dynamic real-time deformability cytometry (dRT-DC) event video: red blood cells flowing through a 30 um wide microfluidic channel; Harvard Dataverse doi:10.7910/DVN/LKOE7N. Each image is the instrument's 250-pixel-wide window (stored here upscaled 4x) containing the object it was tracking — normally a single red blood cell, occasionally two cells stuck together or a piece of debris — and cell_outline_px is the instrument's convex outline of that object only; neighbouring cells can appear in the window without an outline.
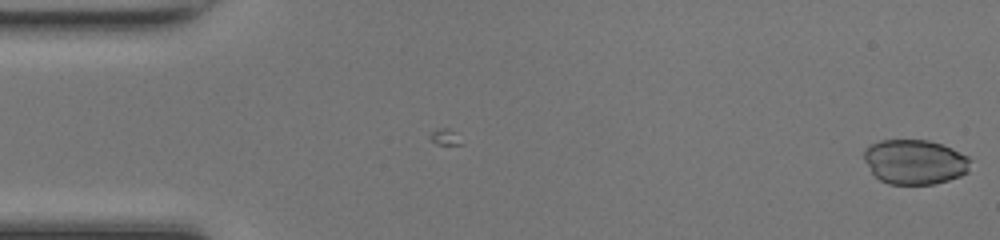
{"species": "common noctule bat (a hibernating species)", "species_latin": "Nyctalus noctula", "temperature_condition": "room temperature", "stored_images_in_passage": 6, "camera_frame_rate_fps": 3000, "um_per_image_px": 0.085, "animal": {"sex": "female", "body_mass_g": 17.0, "forearm_length_mm": 48.0}, "frame": {"image": 1, "passage_image": 6, "time_ms": 1.667, "image_size_px": [1000, 240], "cell_outline_px": [[972, 160], [968, 172], [960, 176], [948, 180], [932, 184], [888, 184], [880, 180], [872, 172], [864, 160], [864, 148], [880, 140], [928, 140], [952, 148], [968, 156]], "centroid_in_image_um": [77.77, 13.76], "position_along_channel_um": 7.2, "area_um2": 27.8}}